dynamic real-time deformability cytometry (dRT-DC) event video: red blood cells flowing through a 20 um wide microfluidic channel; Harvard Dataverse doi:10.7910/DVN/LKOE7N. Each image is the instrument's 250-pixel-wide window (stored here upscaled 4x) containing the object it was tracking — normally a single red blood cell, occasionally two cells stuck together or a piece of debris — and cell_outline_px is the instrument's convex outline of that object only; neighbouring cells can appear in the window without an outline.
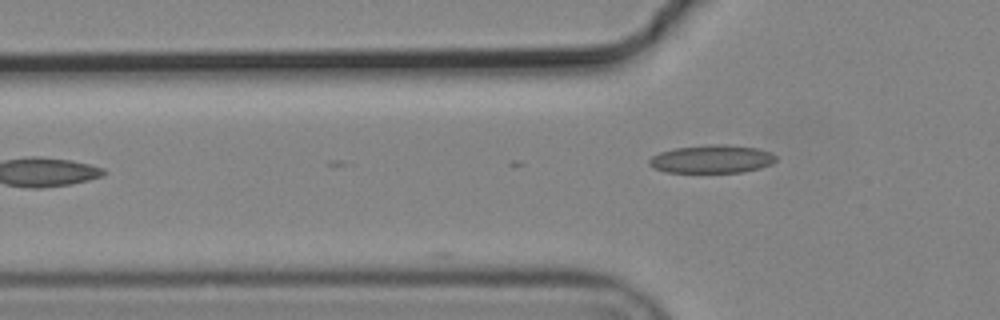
{"species": "common noctule bat (a hibernating species)", "species_latin": "Nyctalus noctula", "temperature_condition": "cold", "stored_images_in_passage": 6, "camera_frame_rate_fps": 3000, "um_per_image_px": 0.085, "animal": {"sex": "male", "body_mass_g": 19.2, "forearm_length_mm": 51.8}, "frame": {"image": 1, "passage_image": 6, "time_ms": 1.667, "image_size_px": [1000, 320], "cell_outline_px": [[776, 160], [772, 164], [760, 168], [744, 172], [664, 172], [652, 168], [648, 164], [648, 160], [652, 156], [660, 152], [676, 148], [704, 144], [728, 144], [756, 148], [768, 152], [776, 156]], "centroid_in_image_um": [60.47, 13.52], "position_along_channel_um": 65.3, "area_um2": 20.92}}